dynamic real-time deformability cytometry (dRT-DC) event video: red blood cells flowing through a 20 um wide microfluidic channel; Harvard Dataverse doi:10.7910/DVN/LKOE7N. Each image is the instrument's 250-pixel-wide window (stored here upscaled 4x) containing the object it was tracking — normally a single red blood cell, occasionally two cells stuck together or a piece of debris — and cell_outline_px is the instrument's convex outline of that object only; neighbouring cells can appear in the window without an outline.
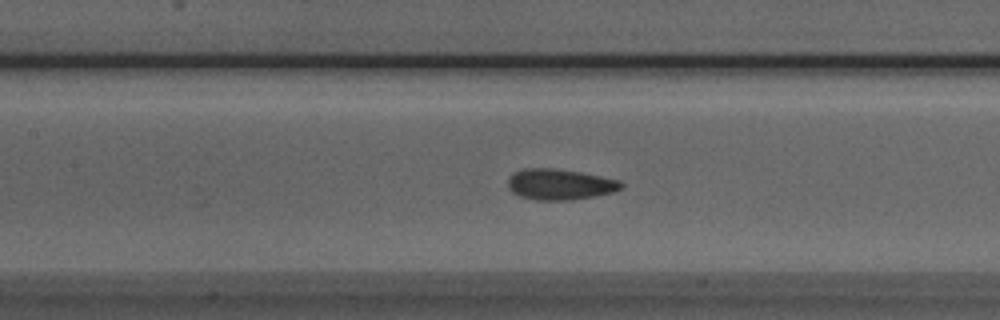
{"species": "Egyptian fruit bat (a non-hibernating species)", "species_latin": "Rousettus aegyptiacus", "temperature_condition": "room temperature", "stored_images_in_passage": 52, "segment_of_instrument_passage": [1, 2], "camera_frame_rate_fps": 3000, "um_per_image_px": 0.085, "animal": {"sex": "male"}, "frame": {"image": 1, "passage_image": 22, "time_ms": 7.0, "image_size_px": [1000, 320], "cell_outline_px": [[624, 188], [612, 192], [572, 200], [536, 200], [520, 196], [512, 192], [508, 188], [508, 176], [512, 172], [524, 168], [552, 168], [580, 172], [620, 180], [624, 184]], "centroid_in_image_um": [47.56, 15.66], "position_along_channel_um": 159.8, "area_um2": 20.46}}
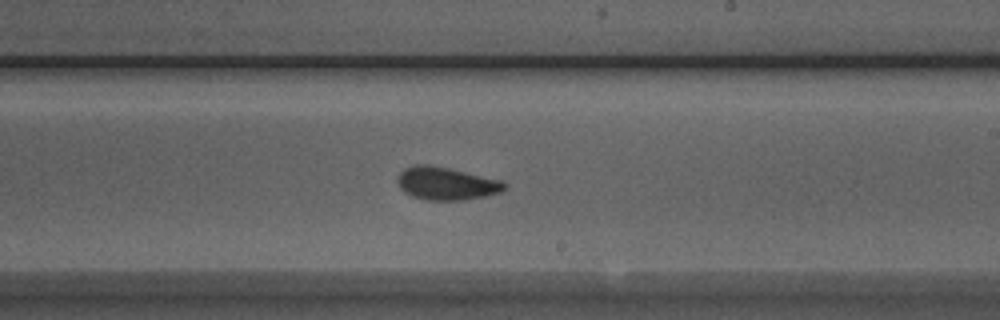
{"frame": {"image": 2, "passage_image": 29, "time_ms": 9.333, "image_size_px": [1000, 320], "cell_outline_px": [[508, 188], [500, 192], [484, 196], [464, 200], [424, 200], [412, 196], [404, 192], [400, 188], [396, 180], [396, 176], [404, 168], [416, 164], [428, 164], [448, 168], [504, 180], [508, 184]], "centroid_in_image_um": [37.94, 15.59], "position_along_channel_um": 251.1, "area_um2": 20.81}}
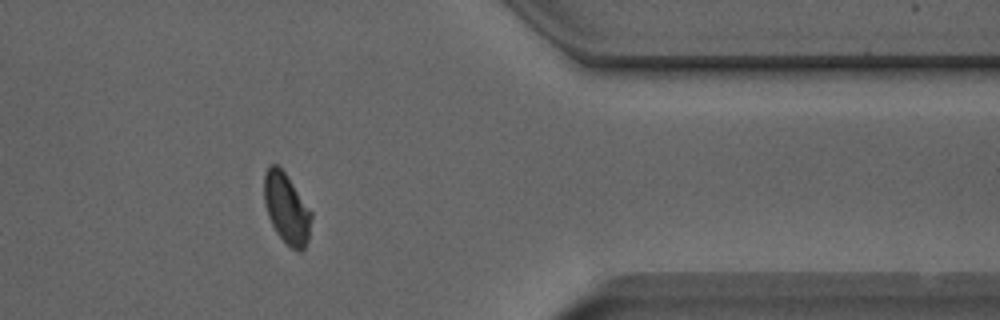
{"frame": {"image": 3, "passage_image": 41, "time_ms": 13.333, "image_size_px": [1000, 320], "cell_outline_px": [[312, 216], [308, 240], [304, 248], [300, 252], [292, 248], [276, 232], [268, 216], [264, 204], [264, 172], [268, 164], [276, 164], [284, 172], [312, 212]], "centroid_in_image_um": [24.34, 17.7], "position_along_channel_um": 387.1, "area_um2": 19.19}}